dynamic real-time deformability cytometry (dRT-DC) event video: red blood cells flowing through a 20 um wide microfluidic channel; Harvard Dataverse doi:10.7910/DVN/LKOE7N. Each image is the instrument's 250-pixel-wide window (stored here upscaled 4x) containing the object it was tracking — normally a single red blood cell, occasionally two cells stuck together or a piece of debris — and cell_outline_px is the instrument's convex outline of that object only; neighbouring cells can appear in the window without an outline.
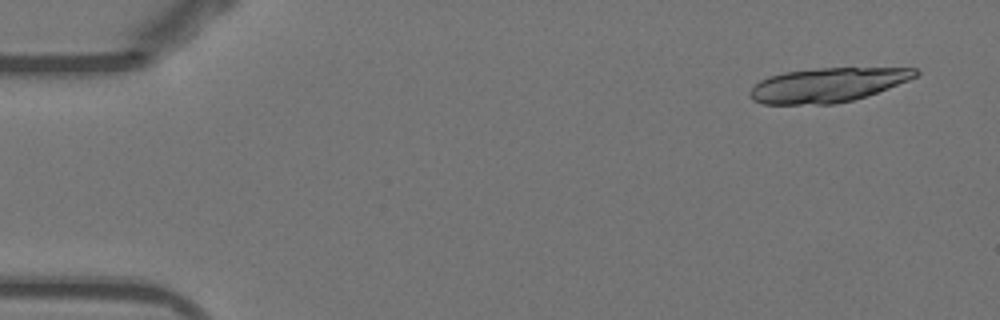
{"species": "Egyptian fruit bat (a non-hibernating species)", "species_latin": "Rousettus aegyptiacus", "temperature_condition": "warm", "stored_images_in_passage": 16, "camera_frame_rate_fps": 3000, "um_per_image_px": 0.085, "animal": {"sex": "female"}, "frame": {"image": 1, "passage_image": 1, "time_ms": 0.0, "image_size_px": [1000, 320], "cell_outline_px": [[920, 72], [916, 76], [908, 80], [888, 88], [852, 100], [836, 104], [764, 104], [752, 100], [748, 96], [748, 92], [760, 80], [768, 76], [784, 72], [816, 68], [916, 68]], "centroid_in_image_um": [70.29, 7.22], "position_along_channel_um": 14.7, "area_um2": 32.95}}